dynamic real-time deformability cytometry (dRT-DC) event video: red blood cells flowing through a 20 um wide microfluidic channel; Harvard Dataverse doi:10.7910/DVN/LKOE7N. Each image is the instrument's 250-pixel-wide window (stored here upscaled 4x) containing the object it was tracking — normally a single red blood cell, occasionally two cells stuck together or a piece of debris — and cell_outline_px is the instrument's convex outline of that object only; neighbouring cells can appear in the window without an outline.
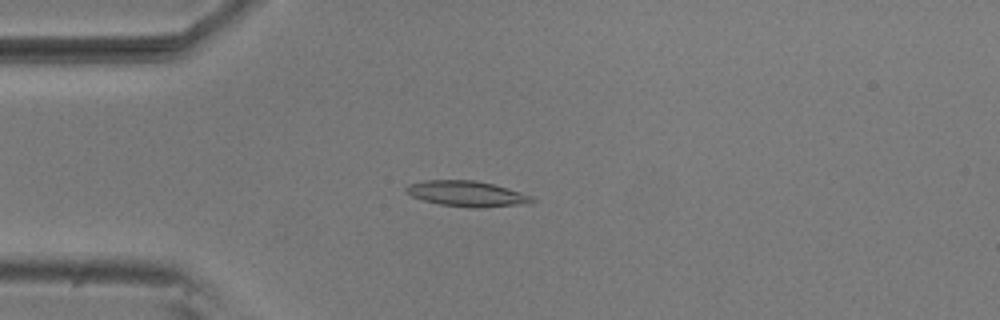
{"species": "common noctule bat (a hibernating species)", "species_latin": "Nyctalus noctula", "temperature_condition": "room temperature", "stored_images_in_passage": 7, "camera_frame_rate_fps": 3000, "um_per_image_px": 0.085, "animal": {"sex": "male", "body_mass_g": 20.5, "forearm_length_mm": 52.5}, "frame": {"image": 1, "passage_image": 4, "time_ms": 1.0, "image_size_px": [1000, 320], "cell_outline_px": [[536, 200], [528, 204], [480, 208], [468, 208], [440, 204], [424, 200], [412, 196], [404, 192], [404, 188], [408, 184], [424, 180], [476, 180], [492, 184], [520, 192], [532, 196]], "centroid_in_image_um": [39.67, 16.47], "position_along_channel_um": 45.3, "area_um2": 18.9}}
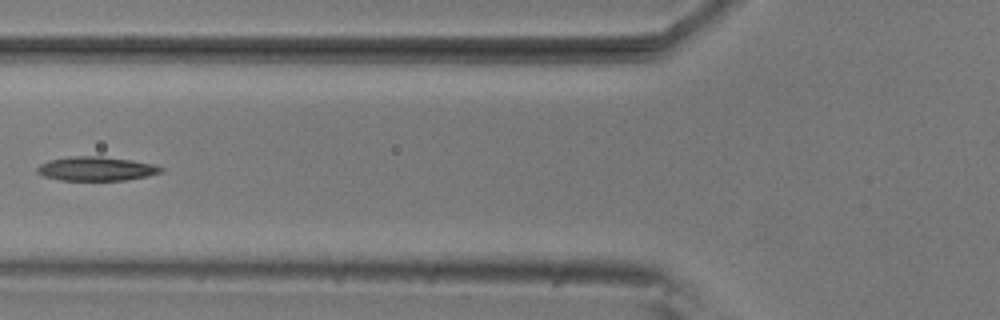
{"frame": {"image": 2, "passage_image": 6, "time_ms": 1.667, "image_size_px": [1000, 320], "cell_outline_px": [[164, 172], [148, 176], [124, 180], [60, 180], [44, 176], [36, 172], [36, 168], [40, 164], [48, 160], [68, 156], [100, 156], [132, 160], [152, 164], [164, 168]], "centroid_in_image_um": [8.17, 14.34], "position_along_channel_um": 117.6, "area_um2": 17.46}}
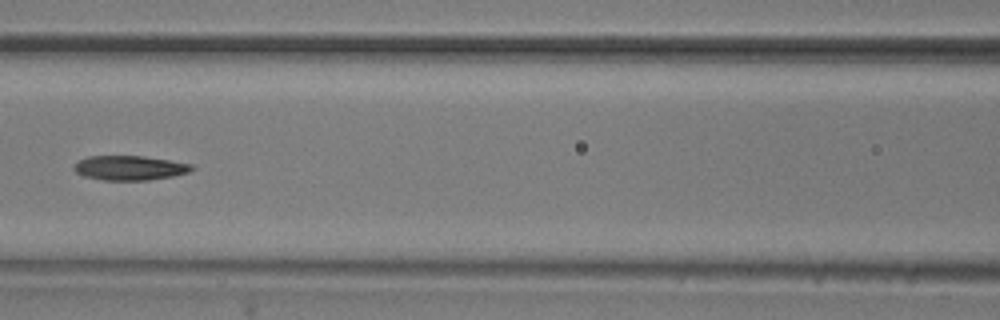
{"frame": {"image": 3, "passage_image": 7, "time_ms": 2.0, "image_size_px": [1000, 320], "cell_outline_px": [[196, 168], [188, 172], [172, 176], [148, 180], [104, 180], [84, 176], [76, 172], [72, 168], [80, 160], [88, 156], [144, 156], [192, 164]], "centroid_in_image_um": [11.03, 14.27], "position_along_channel_um": 155.6, "area_um2": 16.7}}